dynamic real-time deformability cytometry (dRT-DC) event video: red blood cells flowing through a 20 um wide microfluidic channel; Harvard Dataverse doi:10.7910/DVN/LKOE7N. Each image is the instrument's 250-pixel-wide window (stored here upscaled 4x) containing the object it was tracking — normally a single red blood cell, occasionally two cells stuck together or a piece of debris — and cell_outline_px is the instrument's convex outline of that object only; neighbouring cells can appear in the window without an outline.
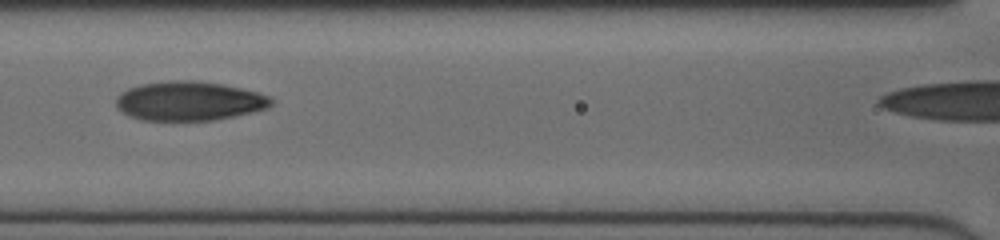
{"species": "human", "species_latin": "Homo sapiens", "temperature_condition": "cold", "stored_images_in_passage": 44, "camera_frame_rate_fps": 3000, "um_per_image_px": 0.085, "donor": {"sex": "female"}, "frame": {"image": 1, "passage_image": 23, "time_ms": 7.333, "image_size_px": [1000, 240], "cell_outline_px": [[272, 104], [268, 108], [252, 112], [212, 120], [144, 120], [128, 116], [116, 108], [116, 100], [120, 92], [128, 88], [140, 84], [172, 80], [196, 80], [224, 84], [256, 92], [268, 96], [272, 100]], "centroid_in_image_um": [16.04, 8.58], "position_along_channel_um": 150.6, "area_um2": 35.43}}
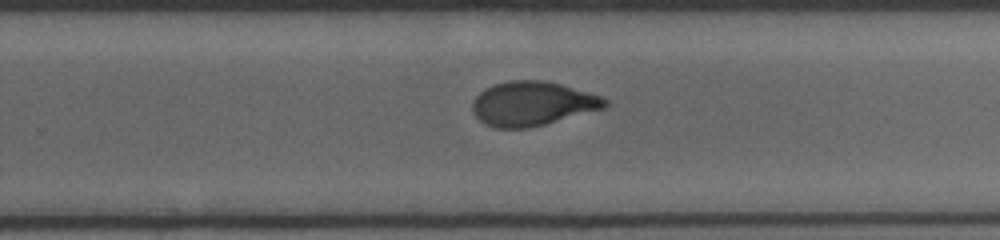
{"frame": {"image": 2, "passage_image": 33, "time_ms": 10.667, "image_size_px": [1000, 240], "cell_outline_px": [[608, 104], [604, 108], [544, 124], [528, 128], [496, 128], [484, 124], [476, 116], [472, 108], [472, 104], [476, 96], [480, 92], [492, 84], [508, 80], [544, 80], [560, 84], [600, 96], [608, 100]], "centroid_in_image_um": [45.22, 8.8], "position_along_channel_um": 284.6, "area_um2": 33.93}}
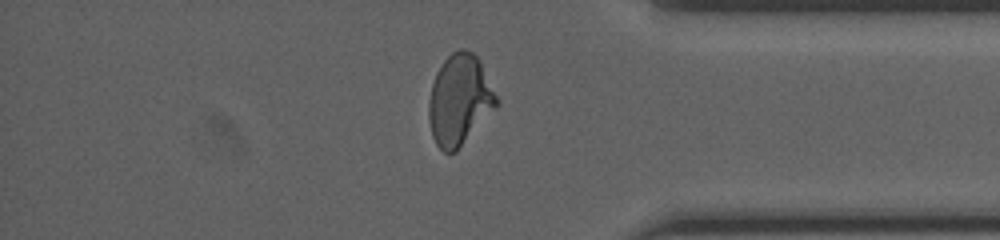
{"frame": {"image": 3, "passage_image": 42, "time_ms": 13.667, "image_size_px": [1000, 240], "cell_outline_px": [[500, 100], [496, 108], [456, 152], [444, 152], [436, 144], [432, 136], [428, 120], [428, 100], [432, 84], [436, 72], [444, 60], [452, 52], [460, 48], [464, 48], [472, 52], [480, 60]], "centroid_in_image_um": [39.07, 8.49], "position_along_channel_um": 396.1, "area_um2": 36.13}}